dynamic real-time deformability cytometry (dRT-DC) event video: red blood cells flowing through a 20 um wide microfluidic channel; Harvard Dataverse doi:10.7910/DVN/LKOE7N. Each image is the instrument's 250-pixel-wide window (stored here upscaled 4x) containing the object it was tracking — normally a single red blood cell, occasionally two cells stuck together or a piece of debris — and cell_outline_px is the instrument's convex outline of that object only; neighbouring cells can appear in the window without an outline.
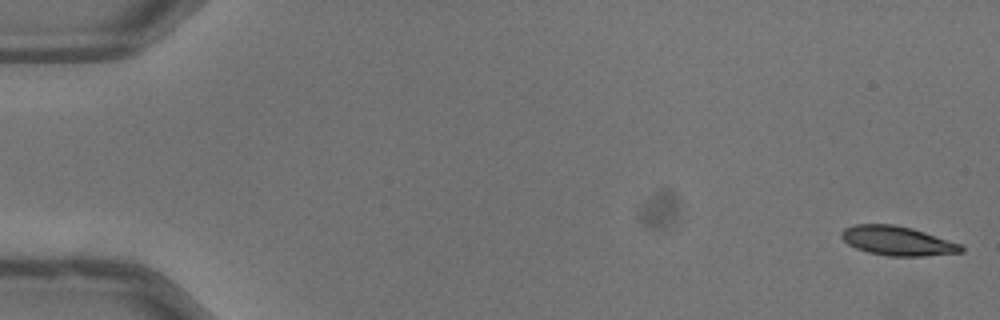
{"species": "common noctule bat (a hibernating species)", "species_latin": "Nyctalus noctula", "temperature_condition": "warm", "stored_images_in_passage": 52, "camera_frame_rate_fps": 3000, "um_per_image_px": 0.085, "animal": {"sex": "male", "body_mass_g": 13.3}, "frame": {"image": 1, "passage_image": 1, "time_ms": 0.0, "image_size_px": [1000, 320], "cell_outline_px": [[964, 252], [924, 256], [888, 256], [868, 252], [856, 248], [848, 244], [840, 236], [840, 232], [844, 228], [856, 224], [892, 224], [912, 228], [960, 244], [964, 248]], "centroid_in_image_um": [76.26, 20.47], "position_along_channel_um": 8.7, "area_um2": 20.35}}
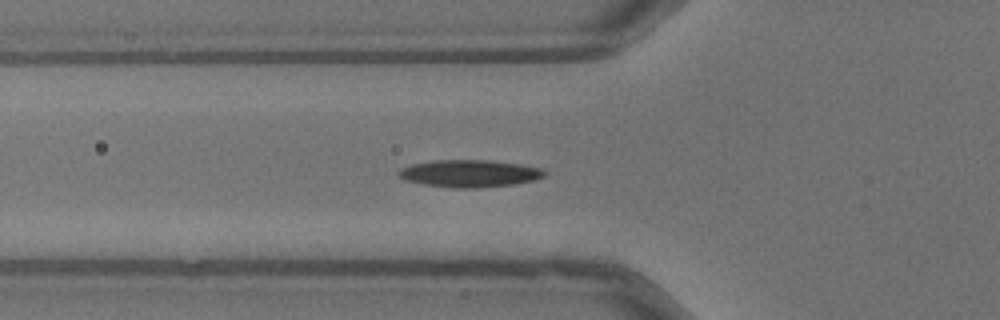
{"frame": {"image": 2, "passage_image": 19, "time_ms": 6.0, "image_size_px": [1000, 320], "cell_outline_px": [[548, 172], [544, 176], [536, 180], [512, 184], [480, 188], [452, 188], [424, 184], [404, 180], [400, 176], [400, 172], [404, 168], [412, 164], [436, 160], [488, 160], [520, 164], [540, 168]], "centroid_in_image_um": [39.97, 14.75], "position_along_channel_um": 85.8, "area_um2": 23.0}}
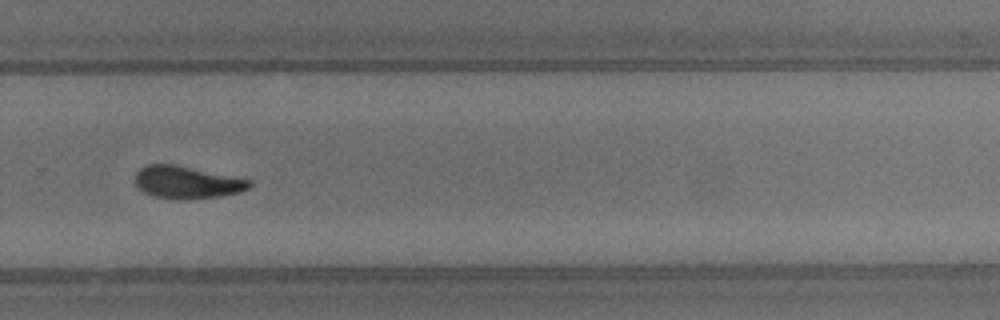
{"frame": {"image": 3, "passage_image": 36, "time_ms": 11.667, "image_size_px": [1000, 320], "cell_outline_px": [[252, 184], [248, 188], [240, 192], [220, 196], [156, 196], [144, 192], [136, 188], [136, 172], [140, 168], [148, 164], [176, 164], [252, 180]], "centroid_in_image_um": [15.89, 15.43], "position_along_channel_um": 313.9, "area_um2": 20.69}, "authors_computed_cell_mechanics": {"area_um2": 21.5594, "velocity_mm_per_s": 4.0219, "shape_relaxation_time_tau1_ms": 3.9445, "shape_relaxation_time_tau2_ms": 4.216, "deformation_change_tau1": 0.1331, "deformation_change_tau2": 0.1014}}